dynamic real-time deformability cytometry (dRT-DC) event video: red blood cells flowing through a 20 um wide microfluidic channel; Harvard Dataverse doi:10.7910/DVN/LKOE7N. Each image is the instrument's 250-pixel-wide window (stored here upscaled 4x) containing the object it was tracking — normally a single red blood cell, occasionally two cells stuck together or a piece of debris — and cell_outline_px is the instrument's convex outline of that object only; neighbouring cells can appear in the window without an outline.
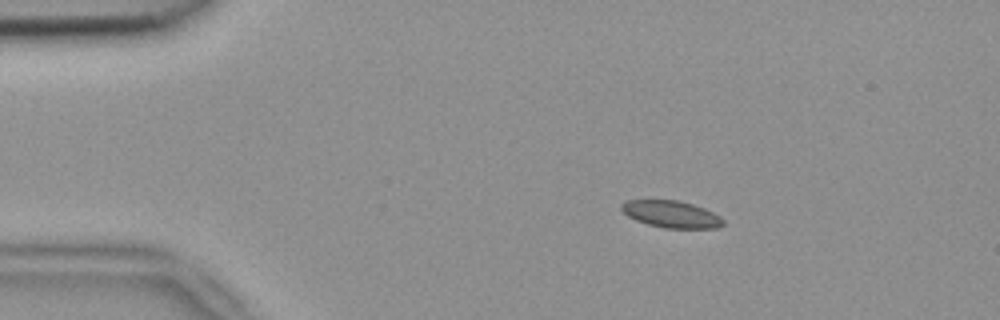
{"species": "common noctule bat (a hibernating species)", "species_latin": "Nyctalus noctula", "temperature_condition": "room temperature", "stored_images_in_passage": 4, "camera_frame_rate_fps": 3000, "um_per_image_px": 0.085, "animal": {"sex": "female", "body_mass_g": 18.4}, "frame": {"image": 1, "passage_image": 1, "time_ms": 0.0, "image_size_px": [1000, 320], "cell_outline_px": [[724, 224], [716, 228], [664, 228], [648, 224], [636, 220], [628, 216], [620, 208], [620, 204], [628, 200], [676, 200], [692, 204], [704, 208], [720, 216], [724, 220]], "centroid_in_image_um": [57.06, 18.21], "position_along_channel_um": 27.9, "area_um2": 15.9}}
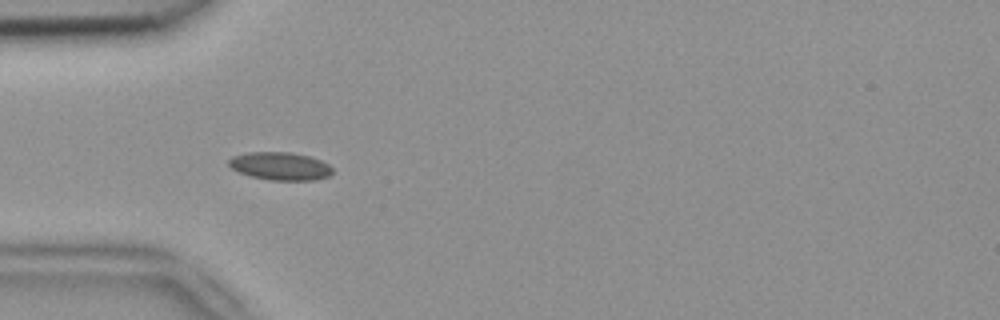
{"frame": {"image": 2, "passage_image": 3, "time_ms": 0.667, "image_size_px": [1000, 320], "cell_outline_px": [[332, 172], [328, 176], [316, 180], [268, 180], [252, 176], [240, 172], [232, 168], [228, 164], [228, 160], [232, 156], [248, 152], [292, 152], [308, 156], [320, 160], [328, 164], [332, 168]], "centroid_in_image_um": [23.81, 14.11], "position_along_channel_um": 61.2, "area_um2": 16.82}}